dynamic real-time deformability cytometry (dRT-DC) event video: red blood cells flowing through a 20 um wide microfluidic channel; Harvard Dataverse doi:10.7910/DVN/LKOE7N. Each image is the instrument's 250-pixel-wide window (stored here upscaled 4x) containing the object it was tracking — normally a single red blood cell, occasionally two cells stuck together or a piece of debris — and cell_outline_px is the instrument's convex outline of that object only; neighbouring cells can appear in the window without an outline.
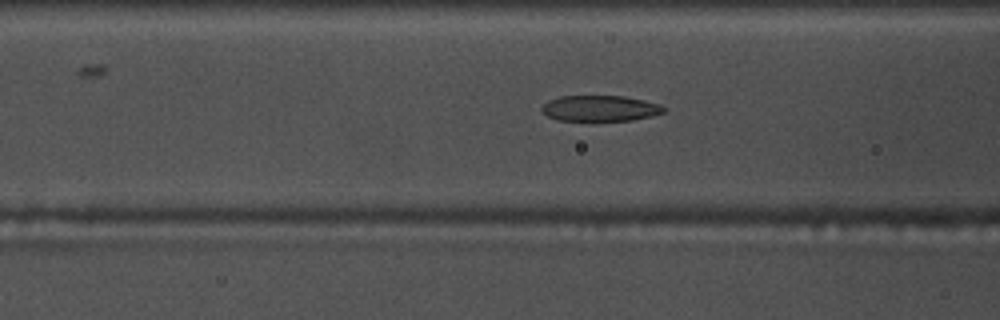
{"species": "common noctule bat (a hibernating species)", "species_latin": "Nyctalus noctula", "temperature_condition": "warm", "stored_images_in_passage": 55, "camera_frame_rate_fps": 3000, "um_per_image_px": 0.085, "animal": {"sex": "male", "body_mass_g": 17.5, "forearm_length_mm": 52.3}, "frame": {"image": 1, "passage_image": 22, "time_ms": 7.0, "image_size_px": [1000, 320], "cell_outline_px": [[664, 112], [652, 116], [632, 120], [596, 124], [592, 124], [556, 120], [548, 116], [540, 108], [548, 100], [560, 96], [624, 96], [644, 100], [660, 104], [664, 108]], "centroid_in_image_um": [50.97, 9.27], "position_along_channel_um": 115.6, "area_um2": 19.36}}
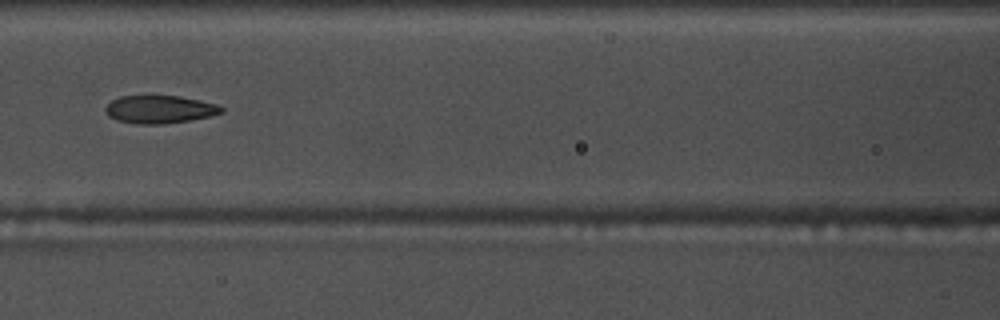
{"frame": {"image": 2, "passage_image": 25, "time_ms": 8.0, "image_size_px": [1000, 320], "cell_outline_px": [[224, 112], [208, 116], [188, 120], [164, 124], [136, 124], [116, 120], [108, 116], [104, 108], [112, 100], [120, 96], [180, 96], [200, 100], [216, 104], [224, 108]], "centroid_in_image_um": [13.55, 9.3], "position_along_channel_um": 153.1, "area_um2": 18.79}}
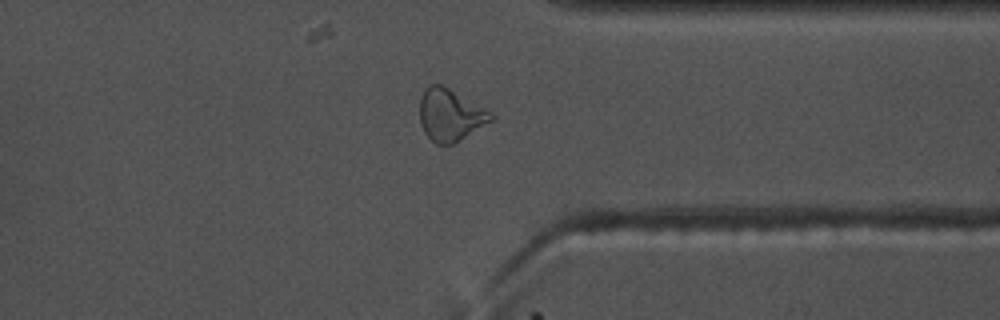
{"frame": {"image": 3, "passage_image": 43, "time_ms": 14.0, "image_size_px": [1000, 320], "cell_outline_px": [[492, 120], [452, 144], [436, 144], [424, 132], [420, 124], [420, 96], [424, 88], [428, 84], [444, 84], [492, 112]], "centroid_in_image_um": [38.23, 9.72], "position_along_channel_um": 373.2, "area_um2": 21.62}, "authors_computed_cell_mechanics": {"area_um2": 19.941, "velocity_mm_per_s": 3.7194, "shape_relaxation_time_tau1_ms": 7.8848, "shape_relaxation_time_tau2_ms": 2.1534, "deformation_change_tau1": 0.238, "deformation_change_tau2": 0.0917}}